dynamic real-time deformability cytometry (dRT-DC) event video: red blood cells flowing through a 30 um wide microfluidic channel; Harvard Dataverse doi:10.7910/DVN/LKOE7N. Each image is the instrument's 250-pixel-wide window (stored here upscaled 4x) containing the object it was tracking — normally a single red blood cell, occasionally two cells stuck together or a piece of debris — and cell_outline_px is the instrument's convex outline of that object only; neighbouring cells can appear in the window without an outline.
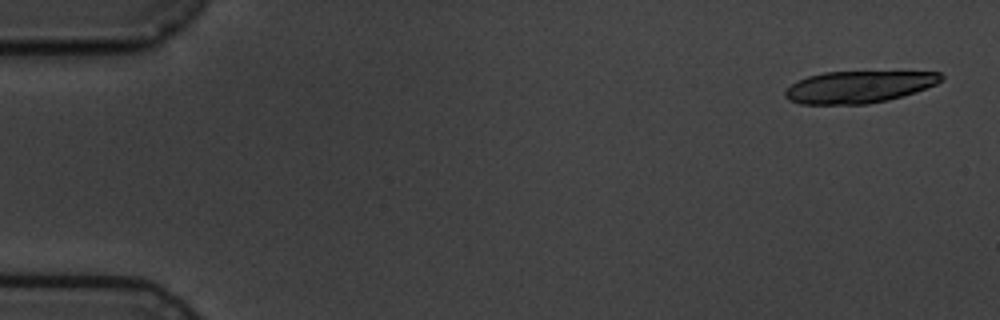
{"species": "common noctule bat (a hibernating species)", "species_latin": "Nyctalus noctula", "temperature_condition": "cold", "stored_images_in_passage": 8, "camera_frame_rate_fps": 3000, "um_per_image_px": 0.085, "animal": {"sex": "male", "body_mass_g": 19.5, "forearm_length_mm": 54.6}, "frame": {"image": 1, "passage_image": 1, "time_ms": 0.0, "image_size_px": [1000, 320], "cell_outline_px": [[944, 80], [936, 84], [916, 92], [888, 100], [868, 104], [800, 104], [788, 100], [784, 96], [784, 92], [796, 80], [808, 76], [824, 72], [940, 72], [944, 76]], "centroid_in_image_um": [72.99, 7.39], "position_along_channel_um": 12.0, "area_um2": 29.13}}
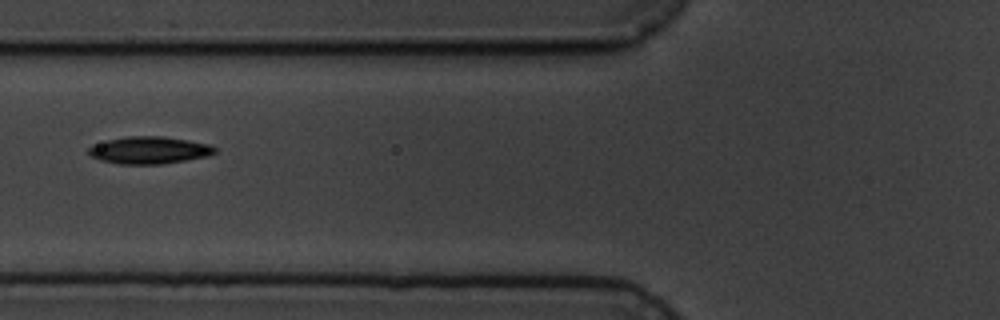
{"frame": {"image": 2, "passage_image": 6, "time_ms": 6.667, "image_size_px": [1000, 320], "cell_outline_px": [[216, 152], [208, 156], [164, 164], [120, 164], [100, 160], [92, 156], [88, 152], [88, 148], [108, 140], [128, 136], [164, 136], [188, 140], [208, 144], [216, 148]], "centroid_in_image_um": [12.72, 12.77], "position_along_channel_um": 113.1, "area_um2": 19.88}}
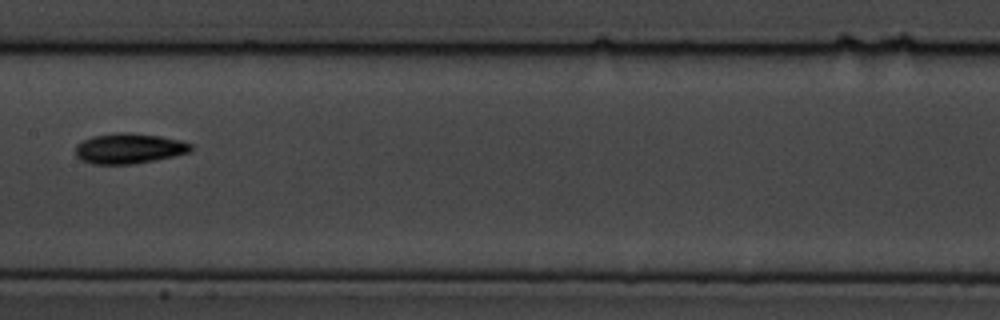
{"frame": {"image": 3, "passage_image": 8, "time_ms": 9.0, "image_size_px": [1000, 320], "cell_outline_px": [[192, 152], [176, 156], [132, 164], [92, 164], [80, 160], [76, 156], [76, 144], [92, 136], [120, 132], [128, 132], [160, 136], [180, 140], [192, 144]], "centroid_in_image_um": [10.98, 12.62], "position_along_channel_um": 196.4, "area_um2": 20.52}}